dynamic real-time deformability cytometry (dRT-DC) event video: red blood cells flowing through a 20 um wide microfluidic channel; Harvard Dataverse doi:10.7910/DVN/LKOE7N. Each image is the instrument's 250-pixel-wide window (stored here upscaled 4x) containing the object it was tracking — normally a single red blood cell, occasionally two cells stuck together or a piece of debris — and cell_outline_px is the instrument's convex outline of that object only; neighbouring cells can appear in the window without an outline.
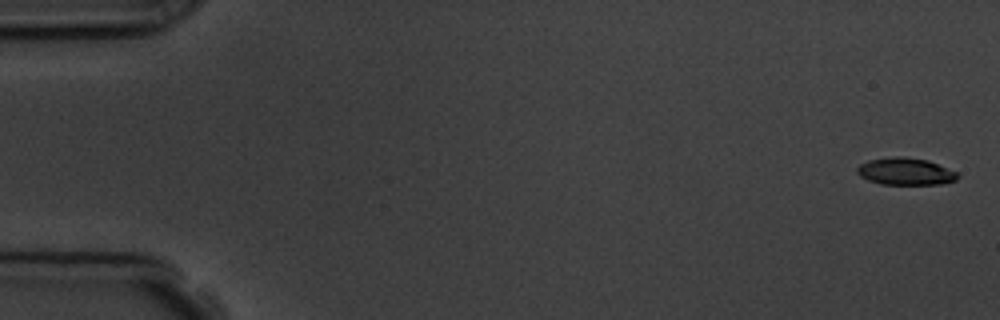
{"species": "common noctule bat (a hibernating species)", "species_latin": "Nyctalus noctula", "temperature_condition": "room temperature", "stored_images_in_passage": 7, "camera_frame_rate_fps": 3000, "um_per_image_px": 0.085, "animal": {"sex": "male", "body_mass_g": 19.5, "forearm_length_mm": 54.6}, "frame": {"image": 1, "passage_image": 1, "time_ms": 0.0, "image_size_px": [1000, 320], "cell_outline_px": [[960, 176], [956, 180], [940, 184], [880, 184], [868, 180], [860, 176], [856, 172], [856, 168], [860, 164], [868, 160], [896, 156], [900, 156], [928, 160], [956, 172]], "centroid_in_image_um": [76.94, 14.57], "position_along_channel_um": 8.1, "area_um2": 15.84}}
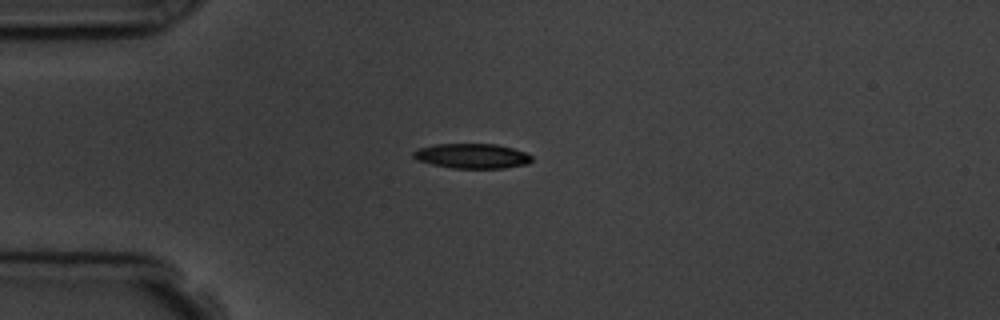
{"frame": {"image": 2, "passage_image": 5, "time_ms": 4.333, "image_size_px": [1000, 320], "cell_outline_px": [[532, 160], [528, 164], [504, 168], [452, 168], [432, 164], [416, 160], [412, 156], [412, 152], [416, 148], [436, 144], [496, 144], [512, 148], [524, 152], [532, 156]], "centroid_in_image_um": [40.09, 13.26], "position_along_channel_um": 44.9, "area_um2": 17.22}}